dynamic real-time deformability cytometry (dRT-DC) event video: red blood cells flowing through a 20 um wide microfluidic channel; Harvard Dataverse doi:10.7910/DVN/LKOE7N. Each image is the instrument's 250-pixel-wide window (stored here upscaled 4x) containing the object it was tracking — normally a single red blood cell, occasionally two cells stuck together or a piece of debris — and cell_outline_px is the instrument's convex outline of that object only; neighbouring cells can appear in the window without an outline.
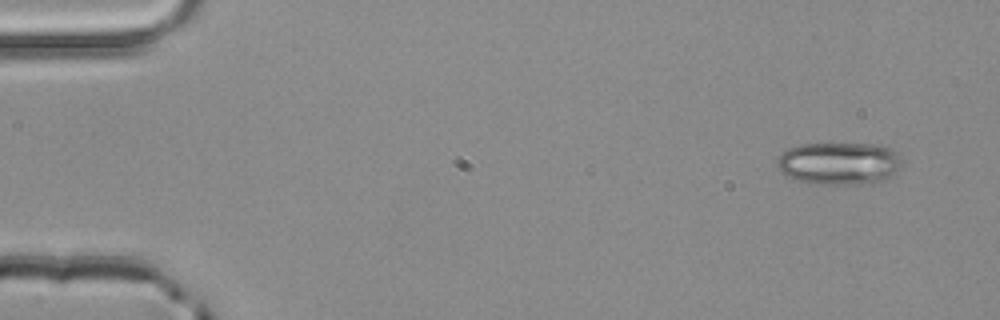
{"species": "common noctule bat (a hibernating species)", "species_latin": "Nyctalus noctula", "temperature_condition": "room temperature", "stored_images_in_passage": 3, "camera_frame_rate_fps": 3000, "um_per_image_px": 0.085, "animal": {"sex": "male", "body_mass_g": 20.4}, "frame": {"image": 1, "passage_image": 1, "time_ms": 0.0, "image_size_px": [1000, 320], "cell_outline_px": [[900, 164], [896, 172], [884, 180], [848, 184], [824, 184], [800, 180], [784, 176], [776, 168], [776, 164], [780, 152], [788, 148], [800, 144], [880, 144], [892, 148], [900, 152]], "centroid_in_image_um": [71.29, 13.86], "position_along_channel_um": 13.7, "area_um2": 30.98}}